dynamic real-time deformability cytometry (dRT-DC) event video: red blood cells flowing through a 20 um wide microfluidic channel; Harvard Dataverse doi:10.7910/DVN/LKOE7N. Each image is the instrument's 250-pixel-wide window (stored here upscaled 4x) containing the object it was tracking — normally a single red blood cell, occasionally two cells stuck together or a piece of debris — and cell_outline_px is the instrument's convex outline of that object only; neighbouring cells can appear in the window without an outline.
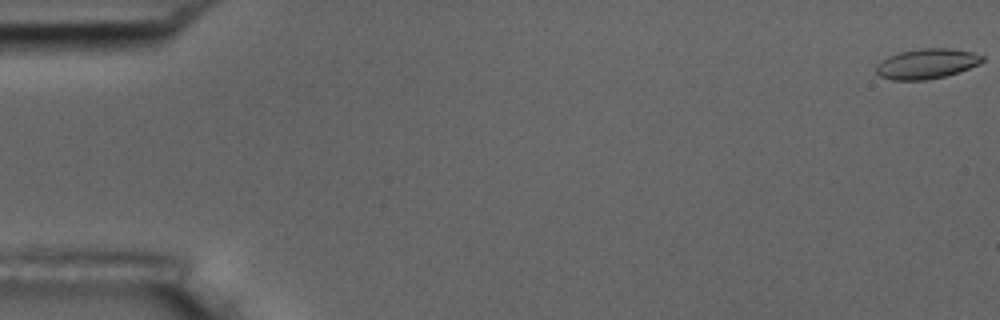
{"species": "common noctule bat (a hibernating species)", "species_latin": "Nyctalus noctula", "temperature_condition": "room temperature", "stored_images_in_passage": 6, "segment_of_instrument_passage": [1, 2], "camera_frame_rate_fps": 3000, "um_per_image_px": 0.085, "animal": {"sex": "male", "body_mass_g": 17.5, "forearm_length_mm": 52.3}, "frame": {"image": 1, "passage_image": 1, "time_ms": 0.0, "image_size_px": [1000, 320], "cell_outline_px": [[984, 60], [980, 64], [944, 76], [924, 80], [892, 80], [880, 76], [876, 72], [876, 64], [880, 60], [888, 56], [900, 52], [920, 48], [952, 48], [972, 52], [984, 56]], "centroid_in_image_um": [78.75, 5.4], "position_along_channel_um": 6.3, "area_um2": 18.61}}
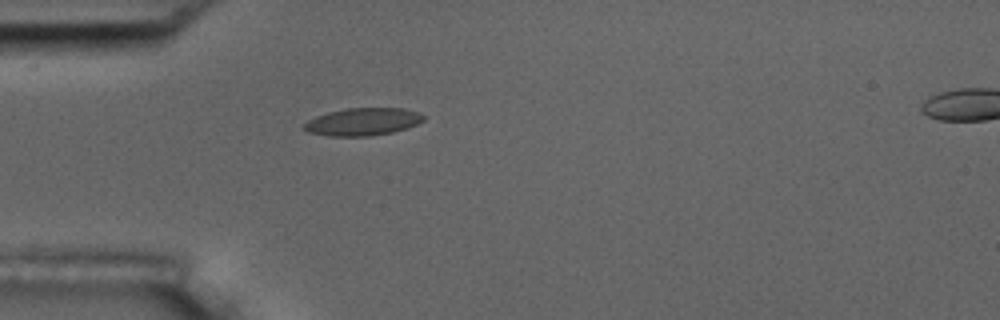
{"frame": {"image": 2, "passage_image": 5, "time_ms": 5.333, "image_size_px": [1000, 320], "cell_outline_px": [[424, 120], [416, 124], [392, 132], [368, 136], [328, 136], [308, 132], [304, 128], [304, 124], [308, 120], [316, 116], [328, 112], [348, 108], [404, 108], [416, 112], [424, 116]], "centroid_in_image_um": [30.81, 10.34], "position_along_channel_um": 54.2, "area_um2": 18.96}}